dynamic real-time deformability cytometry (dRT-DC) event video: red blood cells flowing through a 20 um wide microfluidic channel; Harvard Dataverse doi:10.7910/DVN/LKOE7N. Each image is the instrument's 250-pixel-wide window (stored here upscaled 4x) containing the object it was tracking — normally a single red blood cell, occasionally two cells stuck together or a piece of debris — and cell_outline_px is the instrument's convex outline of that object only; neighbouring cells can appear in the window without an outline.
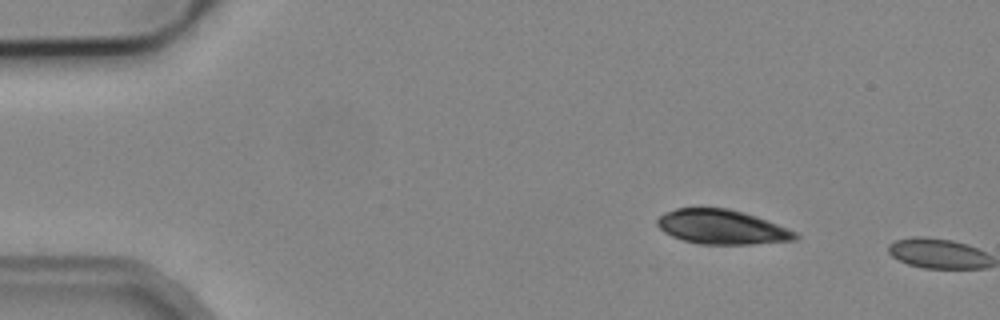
{"species": "common noctule bat (a hibernating species)", "species_latin": "Nyctalus noctula", "temperature_condition": "cold", "stored_images_in_passage": 2, "camera_frame_rate_fps": 3000, "um_per_image_px": 0.085, "animal": {"sex": "male", "body_mass_g": 19.2, "forearm_length_mm": 51.8}, "frame": {"image": 1, "passage_image": 1, "time_ms": 0.0, "image_size_px": [1000, 320], "cell_outline_px": [[800, 236], [796, 240], [752, 244], [700, 244], [684, 240], [672, 236], [664, 232], [656, 224], [656, 220], [664, 212], [676, 208], [728, 208], [744, 212], [756, 216], [796, 232]], "centroid_in_image_um": [61.34, 19.29], "position_along_channel_um": 23.7, "area_um2": 27.63}}